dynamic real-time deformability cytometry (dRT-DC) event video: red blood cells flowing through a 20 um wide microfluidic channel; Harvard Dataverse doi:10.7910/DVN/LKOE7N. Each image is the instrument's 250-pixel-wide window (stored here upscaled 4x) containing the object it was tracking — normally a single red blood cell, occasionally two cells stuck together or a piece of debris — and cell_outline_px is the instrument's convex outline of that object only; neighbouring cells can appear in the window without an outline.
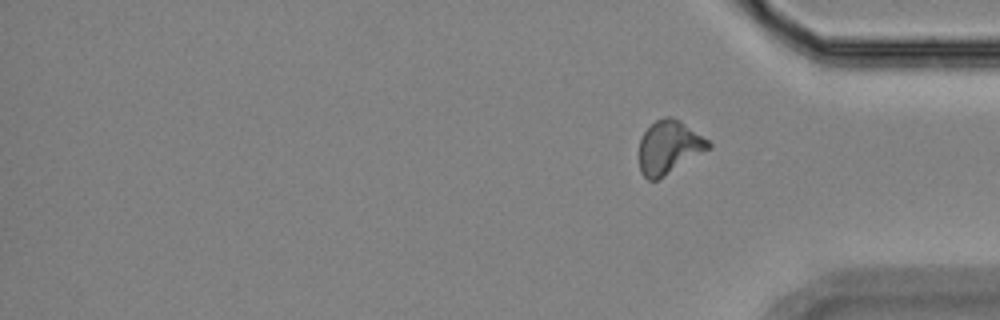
{"species": "Egyptian fruit bat (a non-hibernating species)", "species_latin": "Rousettus aegyptiacus", "temperature_condition": "room temperature", "stored_images_in_passage": 15, "segment_of_instrument_passage": [2, 2], "camera_frame_rate_fps": 3000, "um_per_image_px": 0.085, "animal": {"sex": "female"}, "frame": {"image": 1, "passage_image": 15, "time_ms": 18.0, "image_size_px": [1000, 320], "cell_outline_px": [[712, 148], [656, 180], [648, 180], [640, 172], [640, 140], [644, 132], [656, 120], [664, 116], [672, 116], [680, 120], [708, 140], [712, 144]], "centroid_in_image_um": [56.88, 12.5], "position_along_channel_um": 378.3, "area_um2": 21.33}}